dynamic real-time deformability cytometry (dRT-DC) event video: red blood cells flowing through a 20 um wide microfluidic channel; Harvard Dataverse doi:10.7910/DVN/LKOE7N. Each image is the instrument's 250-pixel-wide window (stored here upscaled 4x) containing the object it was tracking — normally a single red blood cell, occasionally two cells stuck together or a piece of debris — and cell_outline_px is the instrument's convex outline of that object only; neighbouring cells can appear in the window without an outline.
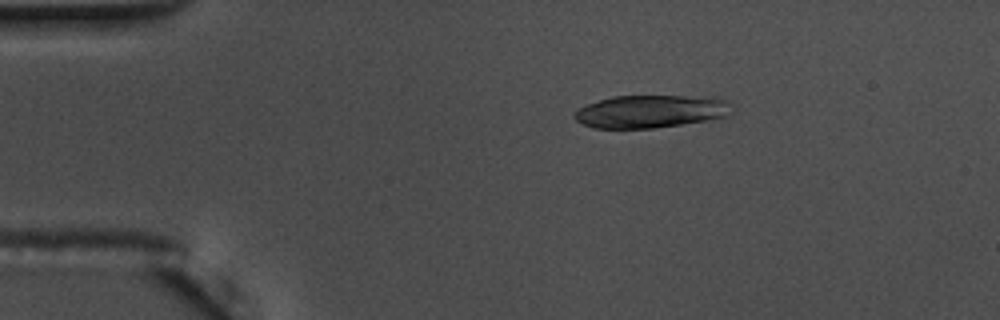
{"species": "common noctule bat (a hibernating species)", "species_latin": "Nyctalus noctula", "temperature_condition": "warm", "stored_images_in_passage": 51, "camera_frame_rate_fps": 3000, "um_per_image_px": 0.085, "animal": {"sex": "male", "body_mass_g": 17.5, "forearm_length_mm": 52.3}, "frame": {"image": 1, "passage_image": 6, "time_ms": 1.667, "image_size_px": [1000, 320], "cell_outline_px": [[732, 104], [728, 116], [680, 124], [652, 128], [592, 128], [576, 120], [572, 116], [580, 108], [588, 104], [612, 96], [684, 96], [724, 100]], "centroid_in_image_um": [55.25, 9.48], "position_along_channel_um": 29.8, "area_um2": 29.42}}